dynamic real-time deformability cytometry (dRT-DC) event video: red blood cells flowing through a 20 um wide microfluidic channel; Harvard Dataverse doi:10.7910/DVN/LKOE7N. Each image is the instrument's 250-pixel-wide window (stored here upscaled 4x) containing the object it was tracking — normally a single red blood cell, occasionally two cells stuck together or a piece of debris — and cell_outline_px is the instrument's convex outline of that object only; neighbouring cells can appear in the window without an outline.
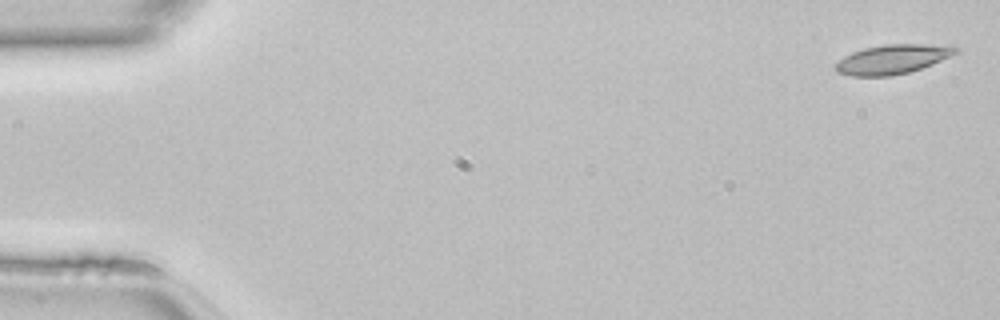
{"species": "common noctule bat (a hibernating species)", "species_latin": "Nyctalus noctula", "temperature_condition": "room temperature", "stored_images_in_passage": 47, "camera_frame_rate_fps": 3000, "um_per_image_px": 0.085, "animal": {"sex": "female", "body_mass_g": 22.7, "forearm_length_mm": 54.2}, "frame": {"image": 1, "passage_image": 1, "time_ms": 0.0, "image_size_px": [1000, 320], "cell_outline_px": [[960, 52], [932, 64], [908, 72], [892, 76], [852, 76], [836, 72], [832, 68], [844, 56], [852, 52], [864, 48], [884, 44], [924, 44], [960, 48]], "centroid_in_image_um": [75.82, 5.04], "position_along_channel_um": 9.2, "area_um2": 20.46}}
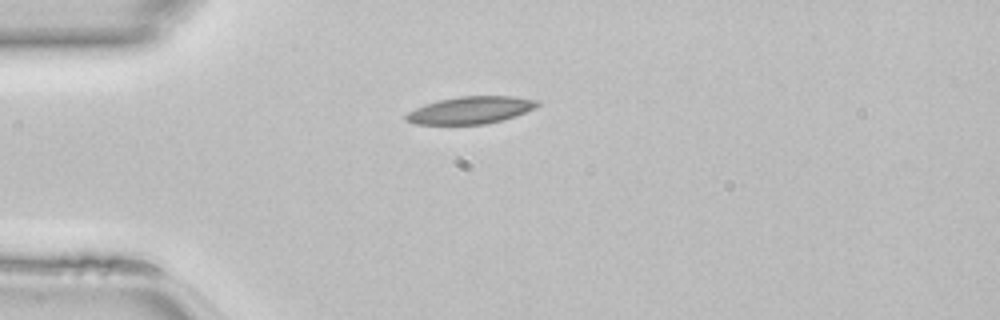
{"frame": {"image": 2, "passage_image": 12, "time_ms": 3.667, "image_size_px": [1000, 320], "cell_outline_px": [[540, 104], [536, 108], [516, 116], [484, 124], [416, 124], [404, 120], [404, 116], [408, 112], [424, 104], [440, 100], [460, 96], [516, 96], [540, 100]], "centroid_in_image_um": [40.03, 9.35], "position_along_channel_um": 45.0, "area_um2": 20.92}}
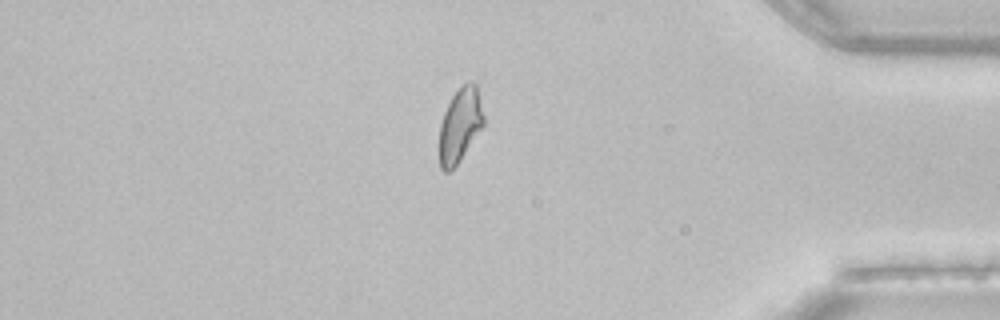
{"frame": {"image": 3, "passage_image": 40, "time_ms": 13.0, "image_size_px": [1000, 320], "cell_outline_px": [[484, 124], [460, 160], [448, 172], [444, 172], [440, 168], [440, 124], [444, 112], [452, 96], [468, 80], [472, 80], [476, 84], [484, 116]], "centroid_in_image_um": [39.11, 10.62], "position_along_channel_um": 396.1, "area_um2": 18.84}}